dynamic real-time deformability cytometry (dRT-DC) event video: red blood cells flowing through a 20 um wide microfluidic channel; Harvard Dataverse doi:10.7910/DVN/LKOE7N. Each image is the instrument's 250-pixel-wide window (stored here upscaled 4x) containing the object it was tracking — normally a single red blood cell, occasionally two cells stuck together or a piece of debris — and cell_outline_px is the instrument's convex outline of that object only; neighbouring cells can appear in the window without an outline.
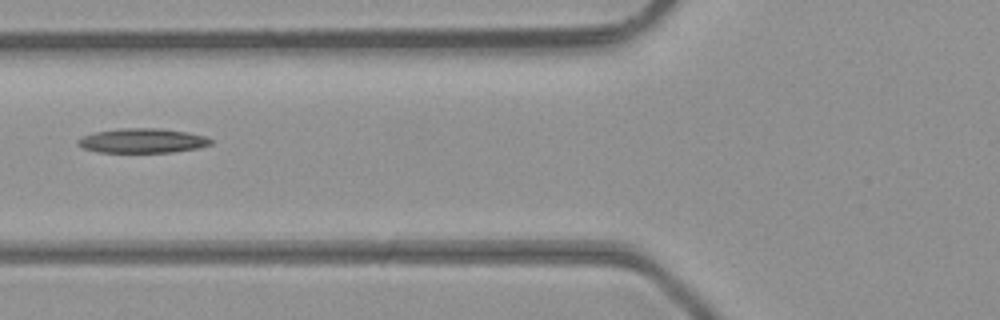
{"species": "common noctule bat (a hibernating species)", "species_latin": "Nyctalus noctula", "temperature_condition": "room temperature", "stored_images_in_passage": 7, "camera_frame_rate_fps": 3000, "um_per_image_px": 0.085, "animal": {"sex": "male", "body_mass_g": 23.1, "forearm_length_mm": 52.7}, "frame": {"image": 1, "passage_image": 5, "time_ms": 1.333, "image_size_px": [1000, 320], "cell_outline_px": [[212, 144], [196, 148], [172, 152], [100, 152], [80, 148], [76, 144], [76, 140], [80, 136], [96, 132], [120, 128], [160, 128], [188, 132], [204, 136], [212, 140]], "centroid_in_image_um": [12.04, 11.95], "position_along_channel_um": 113.8, "area_um2": 19.07}}
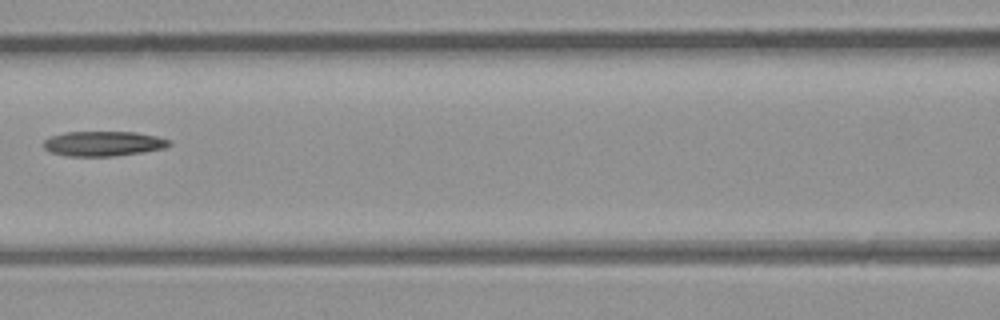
{"frame": {"image": 2, "passage_image": 6, "time_ms": 1.667, "image_size_px": [1000, 320], "cell_outline_px": [[172, 144], [164, 148], [144, 152], [116, 156], [64, 156], [52, 152], [44, 148], [44, 140], [48, 136], [64, 132], [136, 132], [156, 136], [172, 140]], "centroid_in_image_um": [8.79, 12.2], "position_along_channel_um": 157.8, "area_um2": 18.44}}
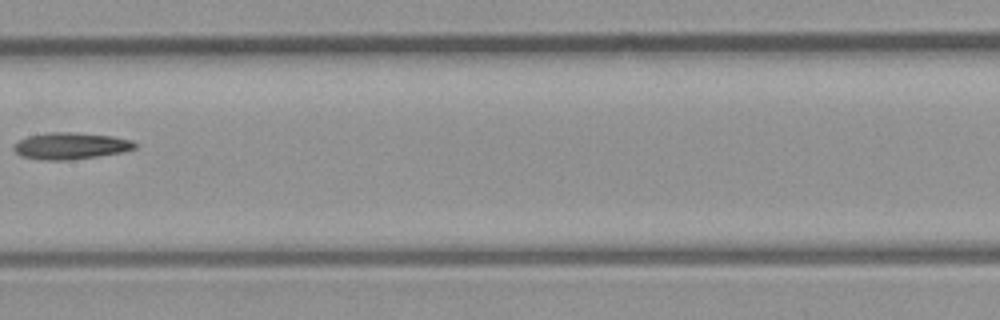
{"frame": {"image": 3, "passage_image": 7, "time_ms": 2.0, "image_size_px": [1000, 320], "cell_outline_px": [[136, 148], [120, 152], [96, 156], [68, 160], [44, 160], [20, 156], [12, 148], [20, 140], [28, 136], [48, 132], [72, 132], [112, 136], [132, 140], [136, 144]], "centroid_in_image_um": [5.99, 12.39], "position_along_channel_um": 201.4, "area_um2": 18.61}}